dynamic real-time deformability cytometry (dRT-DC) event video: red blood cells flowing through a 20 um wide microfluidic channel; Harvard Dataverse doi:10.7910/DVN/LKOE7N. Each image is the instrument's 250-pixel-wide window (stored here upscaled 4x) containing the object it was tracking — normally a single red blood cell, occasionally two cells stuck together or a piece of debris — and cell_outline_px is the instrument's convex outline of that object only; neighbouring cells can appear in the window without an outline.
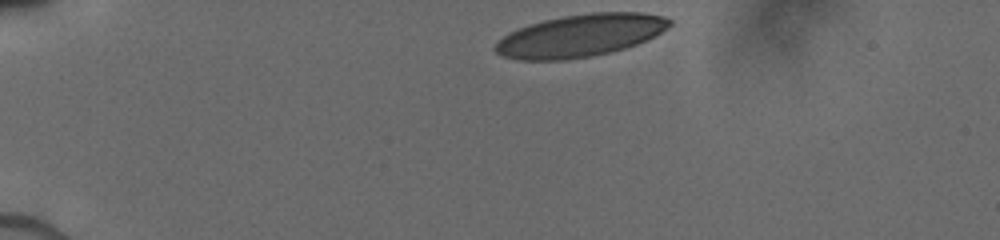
{"species": "human", "species_latin": "Homo sapiens", "temperature_condition": "cold", "stored_images_in_passage": 21, "camera_frame_rate_fps": 3000, "um_per_image_px": 0.085, "donor": {"sex": "male"}, "frame": {"image": 1, "passage_image": 1, "time_ms": 0.0, "image_size_px": [1000, 240], "cell_outline_px": [[672, 24], [668, 28], [636, 44], [624, 48], [592, 56], [564, 60], [516, 60], [500, 56], [492, 48], [504, 36], [516, 28], [528, 24], [544, 20], [564, 16], [592, 12], [640, 12], [664, 16], [672, 20]], "centroid_in_image_um": [49.28, 3.02], "position_along_channel_um": 35.7, "area_um2": 43.06}}
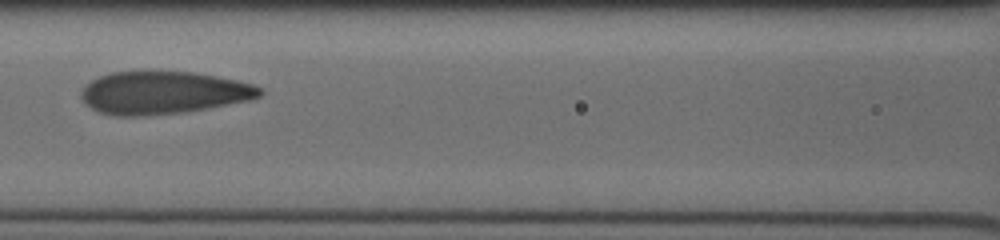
{"frame": {"image": 2, "passage_image": 13, "time_ms": 4.667, "image_size_px": [1000, 240], "cell_outline_px": [[264, 92], [260, 96], [248, 100], [204, 108], [180, 112], [148, 116], [116, 116], [100, 112], [84, 104], [80, 96], [80, 92], [84, 84], [100, 76], [112, 72], [196, 72], [236, 80], [252, 84], [264, 88]], "centroid_in_image_um": [13.84, 7.88], "position_along_channel_um": 152.8, "area_um2": 44.27}}
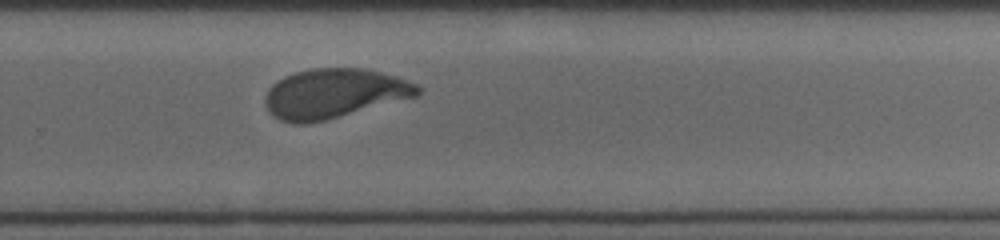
{"frame": {"image": 3, "passage_image": 21, "time_ms": 8.333, "image_size_px": [1000, 240], "cell_outline_px": [[424, 88], [416, 96], [324, 120], [308, 124], [292, 124], [280, 120], [272, 116], [268, 112], [264, 104], [264, 96], [268, 88], [276, 80], [284, 76], [296, 72], [312, 68], [364, 68], [396, 76], [416, 84]], "centroid_in_image_um": [28.33, 7.95], "position_along_channel_um": 301.5, "area_um2": 44.1}}